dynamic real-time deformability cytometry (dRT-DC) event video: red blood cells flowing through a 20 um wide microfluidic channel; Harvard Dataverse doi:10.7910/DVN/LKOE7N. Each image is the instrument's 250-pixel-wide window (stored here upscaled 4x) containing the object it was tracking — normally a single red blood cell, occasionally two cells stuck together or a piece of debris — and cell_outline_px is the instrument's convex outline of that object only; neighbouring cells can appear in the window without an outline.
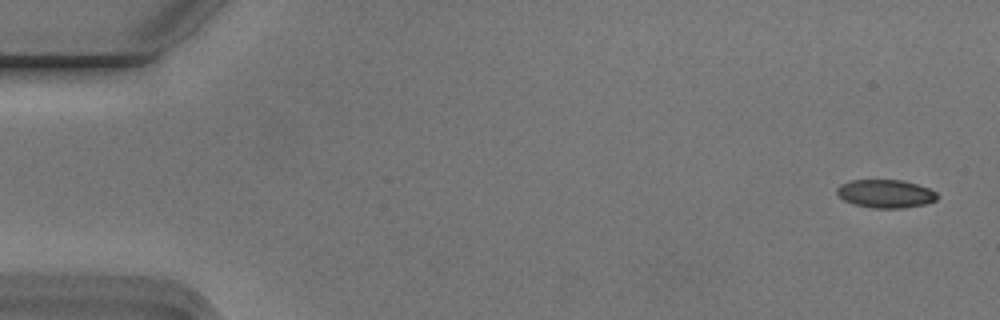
{"species": "Egyptian fruit bat (a non-hibernating species)", "species_latin": "Rousettus aegyptiacus", "temperature_condition": "cold", "stored_images_in_passage": 5, "camera_frame_rate_fps": 3000, "um_per_image_px": 0.085, "animal": {"sex": "male"}, "frame": {"image": 1, "passage_image": 1, "time_ms": 0.0, "image_size_px": [1000, 320], "cell_outline_px": [[936, 200], [924, 204], [900, 208], [872, 208], [856, 204], [844, 200], [836, 192], [836, 188], [840, 184], [852, 180], [904, 180], [928, 188], [936, 192]], "centroid_in_image_um": [75.25, 16.45], "position_along_channel_um": 9.7, "area_um2": 16.3}}
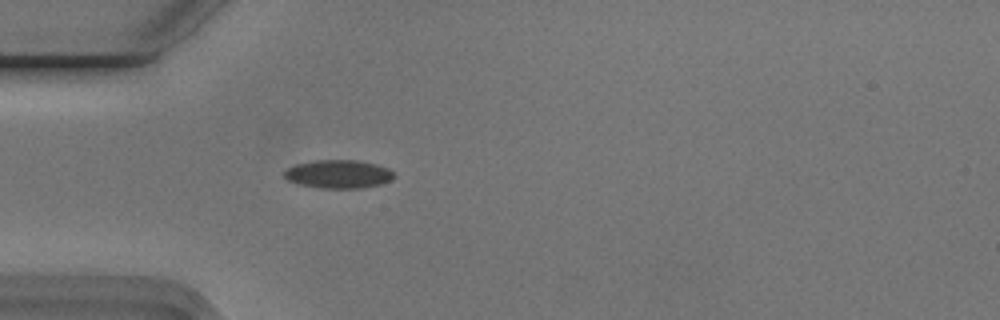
{"frame": {"image": 2, "passage_image": 5, "time_ms": 1.333, "image_size_px": [1000, 320], "cell_outline_px": [[396, 176], [392, 180], [380, 184], [360, 188], [320, 188], [300, 184], [288, 180], [284, 176], [284, 172], [288, 168], [296, 164], [316, 160], [356, 160], [376, 164], [388, 168]], "centroid_in_image_um": [28.79, 14.79], "position_along_channel_um": 56.2, "area_um2": 18.03}}